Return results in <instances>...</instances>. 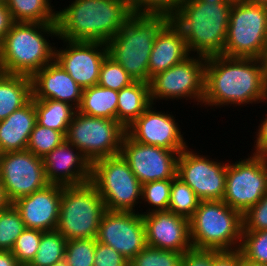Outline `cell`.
Segmentation results:
<instances>
[{
  "label": "cell",
  "instance_id": "obj_44",
  "mask_svg": "<svg viewBox=\"0 0 267 266\" xmlns=\"http://www.w3.org/2000/svg\"><path fill=\"white\" fill-rule=\"evenodd\" d=\"M212 266H242V254L239 250H212Z\"/></svg>",
  "mask_w": 267,
  "mask_h": 266
},
{
  "label": "cell",
  "instance_id": "obj_6",
  "mask_svg": "<svg viewBox=\"0 0 267 266\" xmlns=\"http://www.w3.org/2000/svg\"><path fill=\"white\" fill-rule=\"evenodd\" d=\"M189 227L194 249L239 250L243 215L223 200L200 201L189 219Z\"/></svg>",
  "mask_w": 267,
  "mask_h": 266
},
{
  "label": "cell",
  "instance_id": "obj_38",
  "mask_svg": "<svg viewBox=\"0 0 267 266\" xmlns=\"http://www.w3.org/2000/svg\"><path fill=\"white\" fill-rule=\"evenodd\" d=\"M133 82L134 79L119 63L109 55L105 57L100 68L98 85L119 92Z\"/></svg>",
  "mask_w": 267,
  "mask_h": 266
},
{
  "label": "cell",
  "instance_id": "obj_24",
  "mask_svg": "<svg viewBox=\"0 0 267 266\" xmlns=\"http://www.w3.org/2000/svg\"><path fill=\"white\" fill-rule=\"evenodd\" d=\"M37 123L34 99L0 121V148L3 153L25 151Z\"/></svg>",
  "mask_w": 267,
  "mask_h": 266
},
{
  "label": "cell",
  "instance_id": "obj_3",
  "mask_svg": "<svg viewBox=\"0 0 267 266\" xmlns=\"http://www.w3.org/2000/svg\"><path fill=\"white\" fill-rule=\"evenodd\" d=\"M234 0H184L170 19L181 31L188 52L222 55Z\"/></svg>",
  "mask_w": 267,
  "mask_h": 266
},
{
  "label": "cell",
  "instance_id": "obj_26",
  "mask_svg": "<svg viewBox=\"0 0 267 266\" xmlns=\"http://www.w3.org/2000/svg\"><path fill=\"white\" fill-rule=\"evenodd\" d=\"M31 98V77L0 71V121L24 106Z\"/></svg>",
  "mask_w": 267,
  "mask_h": 266
},
{
  "label": "cell",
  "instance_id": "obj_28",
  "mask_svg": "<svg viewBox=\"0 0 267 266\" xmlns=\"http://www.w3.org/2000/svg\"><path fill=\"white\" fill-rule=\"evenodd\" d=\"M37 123L57 130L64 136L77 109L72 105L53 99H34Z\"/></svg>",
  "mask_w": 267,
  "mask_h": 266
},
{
  "label": "cell",
  "instance_id": "obj_21",
  "mask_svg": "<svg viewBox=\"0 0 267 266\" xmlns=\"http://www.w3.org/2000/svg\"><path fill=\"white\" fill-rule=\"evenodd\" d=\"M62 186L48 184L44 188L14 201L25 228L53 231L59 220Z\"/></svg>",
  "mask_w": 267,
  "mask_h": 266
},
{
  "label": "cell",
  "instance_id": "obj_34",
  "mask_svg": "<svg viewBox=\"0 0 267 266\" xmlns=\"http://www.w3.org/2000/svg\"><path fill=\"white\" fill-rule=\"evenodd\" d=\"M64 141L65 136L61 132L36 123L31 132L26 150L38 157L44 158Z\"/></svg>",
  "mask_w": 267,
  "mask_h": 266
},
{
  "label": "cell",
  "instance_id": "obj_53",
  "mask_svg": "<svg viewBox=\"0 0 267 266\" xmlns=\"http://www.w3.org/2000/svg\"><path fill=\"white\" fill-rule=\"evenodd\" d=\"M2 155H3V152L1 151V148H0V160L2 158Z\"/></svg>",
  "mask_w": 267,
  "mask_h": 266
},
{
  "label": "cell",
  "instance_id": "obj_25",
  "mask_svg": "<svg viewBox=\"0 0 267 266\" xmlns=\"http://www.w3.org/2000/svg\"><path fill=\"white\" fill-rule=\"evenodd\" d=\"M151 104L149 83L134 81L118 92L117 121L127 129Z\"/></svg>",
  "mask_w": 267,
  "mask_h": 266
},
{
  "label": "cell",
  "instance_id": "obj_31",
  "mask_svg": "<svg viewBox=\"0 0 267 266\" xmlns=\"http://www.w3.org/2000/svg\"><path fill=\"white\" fill-rule=\"evenodd\" d=\"M200 199L177 175L172 180L168 211L188 220L198 208Z\"/></svg>",
  "mask_w": 267,
  "mask_h": 266
},
{
  "label": "cell",
  "instance_id": "obj_47",
  "mask_svg": "<svg viewBox=\"0 0 267 266\" xmlns=\"http://www.w3.org/2000/svg\"><path fill=\"white\" fill-rule=\"evenodd\" d=\"M19 262L11 251H0V266H19Z\"/></svg>",
  "mask_w": 267,
  "mask_h": 266
},
{
  "label": "cell",
  "instance_id": "obj_19",
  "mask_svg": "<svg viewBox=\"0 0 267 266\" xmlns=\"http://www.w3.org/2000/svg\"><path fill=\"white\" fill-rule=\"evenodd\" d=\"M142 218L147 246L182 253L193 248L187 218L168 210L144 214Z\"/></svg>",
  "mask_w": 267,
  "mask_h": 266
},
{
  "label": "cell",
  "instance_id": "obj_9",
  "mask_svg": "<svg viewBox=\"0 0 267 266\" xmlns=\"http://www.w3.org/2000/svg\"><path fill=\"white\" fill-rule=\"evenodd\" d=\"M107 211L136 212L141 204L142 184L121 154L92 163L91 181Z\"/></svg>",
  "mask_w": 267,
  "mask_h": 266
},
{
  "label": "cell",
  "instance_id": "obj_2",
  "mask_svg": "<svg viewBox=\"0 0 267 266\" xmlns=\"http://www.w3.org/2000/svg\"><path fill=\"white\" fill-rule=\"evenodd\" d=\"M70 4L57 11L58 40L107 43L133 14L130 0H73Z\"/></svg>",
  "mask_w": 267,
  "mask_h": 266
},
{
  "label": "cell",
  "instance_id": "obj_42",
  "mask_svg": "<svg viewBox=\"0 0 267 266\" xmlns=\"http://www.w3.org/2000/svg\"><path fill=\"white\" fill-rule=\"evenodd\" d=\"M129 261L114 248L96 242L94 266H128Z\"/></svg>",
  "mask_w": 267,
  "mask_h": 266
},
{
  "label": "cell",
  "instance_id": "obj_4",
  "mask_svg": "<svg viewBox=\"0 0 267 266\" xmlns=\"http://www.w3.org/2000/svg\"><path fill=\"white\" fill-rule=\"evenodd\" d=\"M47 36V37H46ZM57 23L14 22L0 46V71L32 77L54 61Z\"/></svg>",
  "mask_w": 267,
  "mask_h": 266
},
{
  "label": "cell",
  "instance_id": "obj_10",
  "mask_svg": "<svg viewBox=\"0 0 267 266\" xmlns=\"http://www.w3.org/2000/svg\"><path fill=\"white\" fill-rule=\"evenodd\" d=\"M126 129L117 121L92 117L76 111L65 140L76 147L92 164L120 154Z\"/></svg>",
  "mask_w": 267,
  "mask_h": 266
},
{
  "label": "cell",
  "instance_id": "obj_16",
  "mask_svg": "<svg viewBox=\"0 0 267 266\" xmlns=\"http://www.w3.org/2000/svg\"><path fill=\"white\" fill-rule=\"evenodd\" d=\"M137 212L106 211L98 227L97 241L114 248L128 261L146 244L142 214Z\"/></svg>",
  "mask_w": 267,
  "mask_h": 266
},
{
  "label": "cell",
  "instance_id": "obj_54",
  "mask_svg": "<svg viewBox=\"0 0 267 266\" xmlns=\"http://www.w3.org/2000/svg\"><path fill=\"white\" fill-rule=\"evenodd\" d=\"M19 266H30L29 264H20Z\"/></svg>",
  "mask_w": 267,
  "mask_h": 266
},
{
  "label": "cell",
  "instance_id": "obj_33",
  "mask_svg": "<svg viewBox=\"0 0 267 266\" xmlns=\"http://www.w3.org/2000/svg\"><path fill=\"white\" fill-rule=\"evenodd\" d=\"M172 180L151 181L142 185L141 204L146 202L150 208L148 207L146 212H140V214L168 210Z\"/></svg>",
  "mask_w": 267,
  "mask_h": 266
},
{
  "label": "cell",
  "instance_id": "obj_45",
  "mask_svg": "<svg viewBox=\"0 0 267 266\" xmlns=\"http://www.w3.org/2000/svg\"><path fill=\"white\" fill-rule=\"evenodd\" d=\"M258 129L255 132L256 138L254 141V150H252V154L267 156V114L265 118L263 117L260 122Z\"/></svg>",
  "mask_w": 267,
  "mask_h": 266
},
{
  "label": "cell",
  "instance_id": "obj_23",
  "mask_svg": "<svg viewBox=\"0 0 267 266\" xmlns=\"http://www.w3.org/2000/svg\"><path fill=\"white\" fill-rule=\"evenodd\" d=\"M190 55L181 31L170 20L157 34L148 61L149 82Z\"/></svg>",
  "mask_w": 267,
  "mask_h": 266
},
{
  "label": "cell",
  "instance_id": "obj_11",
  "mask_svg": "<svg viewBox=\"0 0 267 266\" xmlns=\"http://www.w3.org/2000/svg\"><path fill=\"white\" fill-rule=\"evenodd\" d=\"M207 57L192 54L166 71L153 76L149 82L151 103L156 100L181 99L202 102L205 92V66Z\"/></svg>",
  "mask_w": 267,
  "mask_h": 266
},
{
  "label": "cell",
  "instance_id": "obj_41",
  "mask_svg": "<svg viewBox=\"0 0 267 266\" xmlns=\"http://www.w3.org/2000/svg\"><path fill=\"white\" fill-rule=\"evenodd\" d=\"M267 230V193L243 214V231Z\"/></svg>",
  "mask_w": 267,
  "mask_h": 266
},
{
  "label": "cell",
  "instance_id": "obj_1",
  "mask_svg": "<svg viewBox=\"0 0 267 266\" xmlns=\"http://www.w3.org/2000/svg\"><path fill=\"white\" fill-rule=\"evenodd\" d=\"M262 102L267 103L266 59L207 57L202 106L217 109L232 104L244 107Z\"/></svg>",
  "mask_w": 267,
  "mask_h": 266
},
{
  "label": "cell",
  "instance_id": "obj_39",
  "mask_svg": "<svg viewBox=\"0 0 267 266\" xmlns=\"http://www.w3.org/2000/svg\"><path fill=\"white\" fill-rule=\"evenodd\" d=\"M43 231L25 228L11 250L19 264H30L42 238Z\"/></svg>",
  "mask_w": 267,
  "mask_h": 266
},
{
  "label": "cell",
  "instance_id": "obj_29",
  "mask_svg": "<svg viewBox=\"0 0 267 266\" xmlns=\"http://www.w3.org/2000/svg\"><path fill=\"white\" fill-rule=\"evenodd\" d=\"M14 22L57 23L51 0H6Z\"/></svg>",
  "mask_w": 267,
  "mask_h": 266
},
{
  "label": "cell",
  "instance_id": "obj_55",
  "mask_svg": "<svg viewBox=\"0 0 267 266\" xmlns=\"http://www.w3.org/2000/svg\"><path fill=\"white\" fill-rule=\"evenodd\" d=\"M0 3H6V0H0Z\"/></svg>",
  "mask_w": 267,
  "mask_h": 266
},
{
  "label": "cell",
  "instance_id": "obj_12",
  "mask_svg": "<svg viewBox=\"0 0 267 266\" xmlns=\"http://www.w3.org/2000/svg\"><path fill=\"white\" fill-rule=\"evenodd\" d=\"M267 193V156L251 154L227 163L223 202L242 215Z\"/></svg>",
  "mask_w": 267,
  "mask_h": 266
},
{
  "label": "cell",
  "instance_id": "obj_7",
  "mask_svg": "<svg viewBox=\"0 0 267 266\" xmlns=\"http://www.w3.org/2000/svg\"><path fill=\"white\" fill-rule=\"evenodd\" d=\"M106 211L102 197L91 182L62 186L56 230L66 240L96 238L99 224Z\"/></svg>",
  "mask_w": 267,
  "mask_h": 266
},
{
  "label": "cell",
  "instance_id": "obj_27",
  "mask_svg": "<svg viewBox=\"0 0 267 266\" xmlns=\"http://www.w3.org/2000/svg\"><path fill=\"white\" fill-rule=\"evenodd\" d=\"M118 91L100 85L83 89L78 112L92 116L117 120Z\"/></svg>",
  "mask_w": 267,
  "mask_h": 266
},
{
  "label": "cell",
  "instance_id": "obj_20",
  "mask_svg": "<svg viewBox=\"0 0 267 266\" xmlns=\"http://www.w3.org/2000/svg\"><path fill=\"white\" fill-rule=\"evenodd\" d=\"M49 184L75 186L91 181L92 164L66 140L43 158Z\"/></svg>",
  "mask_w": 267,
  "mask_h": 266
},
{
  "label": "cell",
  "instance_id": "obj_15",
  "mask_svg": "<svg viewBox=\"0 0 267 266\" xmlns=\"http://www.w3.org/2000/svg\"><path fill=\"white\" fill-rule=\"evenodd\" d=\"M180 153L139 143L127 133L123 137L120 151L142 185L151 181L173 179L177 175Z\"/></svg>",
  "mask_w": 267,
  "mask_h": 266
},
{
  "label": "cell",
  "instance_id": "obj_40",
  "mask_svg": "<svg viewBox=\"0 0 267 266\" xmlns=\"http://www.w3.org/2000/svg\"><path fill=\"white\" fill-rule=\"evenodd\" d=\"M184 0H130L134 14L163 15L171 19Z\"/></svg>",
  "mask_w": 267,
  "mask_h": 266
},
{
  "label": "cell",
  "instance_id": "obj_36",
  "mask_svg": "<svg viewBox=\"0 0 267 266\" xmlns=\"http://www.w3.org/2000/svg\"><path fill=\"white\" fill-rule=\"evenodd\" d=\"M239 251L246 260L267 264V230L242 231Z\"/></svg>",
  "mask_w": 267,
  "mask_h": 266
},
{
  "label": "cell",
  "instance_id": "obj_37",
  "mask_svg": "<svg viewBox=\"0 0 267 266\" xmlns=\"http://www.w3.org/2000/svg\"><path fill=\"white\" fill-rule=\"evenodd\" d=\"M96 238L67 240L64 260L67 266H94Z\"/></svg>",
  "mask_w": 267,
  "mask_h": 266
},
{
  "label": "cell",
  "instance_id": "obj_5",
  "mask_svg": "<svg viewBox=\"0 0 267 266\" xmlns=\"http://www.w3.org/2000/svg\"><path fill=\"white\" fill-rule=\"evenodd\" d=\"M170 21L163 15L132 14L107 44L108 55L134 79L149 83L148 61L157 34Z\"/></svg>",
  "mask_w": 267,
  "mask_h": 266
},
{
  "label": "cell",
  "instance_id": "obj_14",
  "mask_svg": "<svg viewBox=\"0 0 267 266\" xmlns=\"http://www.w3.org/2000/svg\"><path fill=\"white\" fill-rule=\"evenodd\" d=\"M0 180L10 204L49 184L43 158L28 150L3 153L0 160Z\"/></svg>",
  "mask_w": 267,
  "mask_h": 266
},
{
  "label": "cell",
  "instance_id": "obj_51",
  "mask_svg": "<svg viewBox=\"0 0 267 266\" xmlns=\"http://www.w3.org/2000/svg\"><path fill=\"white\" fill-rule=\"evenodd\" d=\"M51 266H67V263L65 262V260H62L60 262L54 263Z\"/></svg>",
  "mask_w": 267,
  "mask_h": 266
},
{
  "label": "cell",
  "instance_id": "obj_43",
  "mask_svg": "<svg viewBox=\"0 0 267 266\" xmlns=\"http://www.w3.org/2000/svg\"><path fill=\"white\" fill-rule=\"evenodd\" d=\"M182 266H212V250L192 248L186 251Z\"/></svg>",
  "mask_w": 267,
  "mask_h": 266
},
{
  "label": "cell",
  "instance_id": "obj_50",
  "mask_svg": "<svg viewBox=\"0 0 267 266\" xmlns=\"http://www.w3.org/2000/svg\"><path fill=\"white\" fill-rule=\"evenodd\" d=\"M248 3L251 4H258V5H265L267 6V0H245Z\"/></svg>",
  "mask_w": 267,
  "mask_h": 266
},
{
  "label": "cell",
  "instance_id": "obj_35",
  "mask_svg": "<svg viewBox=\"0 0 267 266\" xmlns=\"http://www.w3.org/2000/svg\"><path fill=\"white\" fill-rule=\"evenodd\" d=\"M182 252L146 246L128 266H182Z\"/></svg>",
  "mask_w": 267,
  "mask_h": 266
},
{
  "label": "cell",
  "instance_id": "obj_46",
  "mask_svg": "<svg viewBox=\"0 0 267 266\" xmlns=\"http://www.w3.org/2000/svg\"><path fill=\"white\" fill-rule=\"evenodd\" d=\"M14 21L5 3H0V46Z\"/></svg>",
  "mask_w": 267,
  "mask_h": 266
},
{
  "label": "cell",
  "instance_id": "obj_30",
  "mask_svg": "<svg viewBox=\"0 0 267 266\" xmlns=\"http://www.w3.org/2000/svg\"><path fill=\"white\" fill-rule=\"evenodd\" d=\"M66 238L57 230L45 231L39 243V248L30 266H51L64 260Z\"/></svg>",
  "mask_w": 267,
  "mask_h": 266
},
{
  "label": "cell",
  "instance_id": "obj_17",
  "mask_svg": "<svg viewBox=\"0 0 267 266\" xmlns=\"http://www.w3.org/2000/svg\"><path fill=\"white\" fill-rule=\"evenodd\" d=\"M63 44L64 48L55 46L54 60L82 89L97 85L101 65L108 55L107 44L69 40H63Z\"/></svg>",
  "mask_w": 267,
  "mask_h": 266
},
{
  "label": "cell",
  "instance_id": "obj_52",
  "mask_svg": "<svg viewBox=\"0 0 267 266\" xmlns=\"http://www.w3.org/2000/svg\"><path fill=\"white\" fill-rule=\"evenodd\" d=\"M265 59L267 60V41H266V49H265Z\"/></svg>",
  "mask_w": 267,
  "mask_h": 266
},
{
  "label": "cell",
  "instance_id": "obj_22",
  "mask_svg": "<svg viewBox=\"0 0 267 266\" xmlns=\"http://www.w3.org/2000/svg\"><path fill=\"white\" fill-rule=\"evenodd\" d=\"M32 98L53 99L79 108L83 89L54 60L32 77Z\"/></svg>",
  "mask_w": 267,
  "mask_h": 266
},
{
  "label": "cell",
  "instance_id": "obj_13",
  "mask_svg": "<svg viewBox=\"0 0 267 266\" xmlns=\"http://www.w3.org/2000/svg\"><path fill=\"white\" fill-rule=\"evenodd\" d=\"M187 146L177 160V176L197 195L200 201L223 200L227 163L199 155ZM194 151V152H193ZM211 159V160H210ZM216 160V161H214Z\"/></svg>",
  "mask_w": 267,
  "mask_h": 266
},
{
  "label": "cell",
  "instance_id": "obj_8",
  "mask_svg": "<svg viewBox=\"0 0 267 266\" xmlns=\"http://www.w3.org/2000/svg\"><path fill=\"white\" fill-rule=\"evenodd\" d=\"M266 41L267 6L234 1L222 55L265 59Z\"/></svg>",
  "mask_w": 267,
  "mask_h": 266
},
{
  "label": "cell",
  "instance_id": "obj_18",
  "mask_svg": "<svg viewBox=\"0 0 267 266\" xmlns=\"http://www.w3.org/2000/svg\"><path fill=\"white\" fill-rule=\"evenodd\" d=\"M152 103L127 129L139 143L182 152L188 145L173 114L154 110Z\"/></svg>",
  "mask_w": 267,
  "mask_h": 266
},
{
  "label": "cell",
  "instance_id": "obj_32",
  "mask_svg": "<svg viewBox=\"0 0 267 266\" xmlns=\"http://www.w3.org/2000/svg\"><path fill=\"white\" fill-rule=\"evenodd\" d=\"M24 229V222L13 204L0 210V251H11Z\"/></svg>",
  "mask_w": 267,
  "mask_h": 266
},
{
  "label": "cell",
  "instance_id": "obj_48",
  "mask_svg": "<svg viewBox=\"0 0 267 266\" xmlns=\"http://www.w3.org/2000/svg\"><path fill=\"white\" fill-rule=\"evenodd\" d=\"M10 202L7 200L4 189H3V184L0 180V210H3L6 208Z\"/></svg>",
  "mask_w": 267,
  "mask_h": 266
},
{
  "label": "cell",
  "instance_id": "obj_49",
  "mask_svg": "<svg viewBox=\"0 0 267 266\" xmlns=\"http://www.w3.org/2000/svg\"><path fill=\"white\" fill-rule=\"evenodd\" d=\"M242 266H267V264L246 260L242 257Z\"/></svg>",
  "mask_w": 267,
  "mask_h": 266
}]
</instances>
